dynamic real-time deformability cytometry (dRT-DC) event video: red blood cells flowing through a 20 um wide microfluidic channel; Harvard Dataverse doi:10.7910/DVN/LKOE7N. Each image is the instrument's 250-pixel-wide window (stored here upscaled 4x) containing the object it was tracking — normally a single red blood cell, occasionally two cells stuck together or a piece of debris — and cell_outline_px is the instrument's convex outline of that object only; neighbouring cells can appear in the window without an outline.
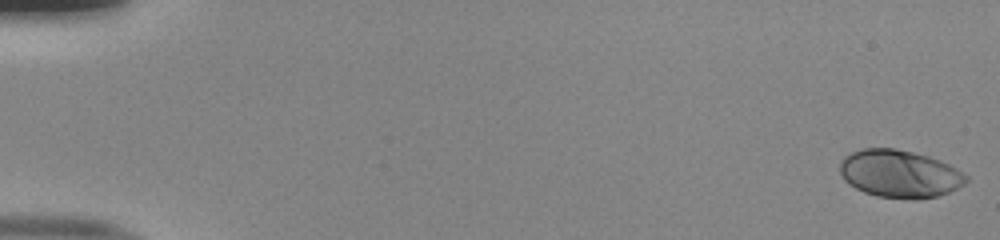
{"species": "human", "species_latin": "Homo sapiens", "temperature_condition": "room temperature", "stored_images_in_passage": 52, "camera_frame_rate_fps": 3000, "um_per_image_px": 0.085, "donor": {"sex": "male"}, "frame": {"image": 1, "passage_image": 1, "time_ms": 0.0, "image_size_px": [1000, 240], "cell_outline_px": [[968, 180], [964, 184], [948, 192], [936, 196], [876, 196], [864, 192], [848, 184], [844, 180], [840, 172], [840, 160], [844, 156], [852, 152], [864, 148], [896, 148], [928, 156], [940, 160], [956, 168], [968, 176]], "centroid_in_image_um": [76.43, 14.72], "position_along_channel_um": 8.6, "area_um2": 34.28}}
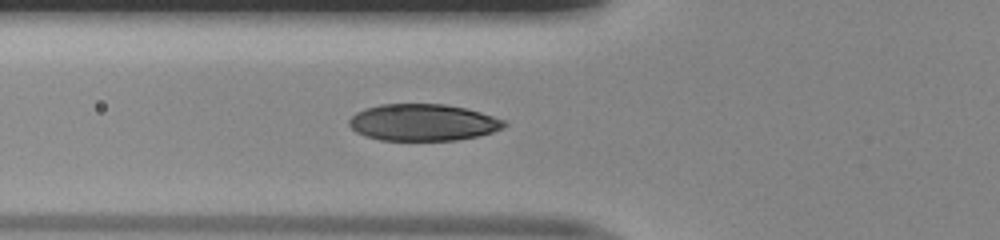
{"frame": {"image": 2, "passage_image": 20, "time_ms": 6.333, "image_size_px": [1000, 240], "cell_outline_px": [[508, 124], [504, 128], [492, 132], [476, 136], [456, 140], [380, 140], [356, 132], [348, 124], [348, 120], [356, 112], [364, 108], [380, 104], [444, 104], [468, 108], [504, 120]], "centroid_in_image_um": [35.95, 10.4], "position_along_channel_um": 89.9, "area_um2": 33.23}}
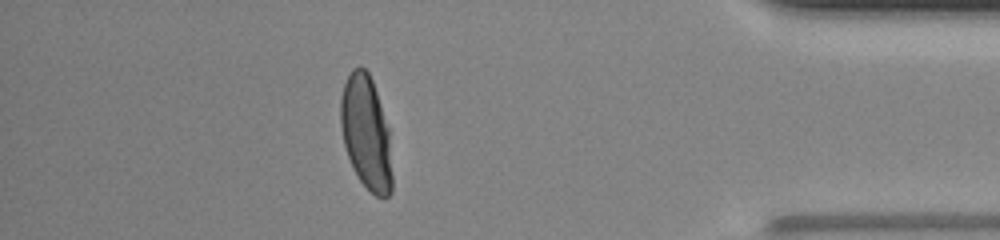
{"frame": {"image": 3, "passage_image": 46, "time_ms": 15.0, "image_size_px": [1000, 240], "cell_outline_px": [[392, 192], [388, 196], [376, 196], [360, 180], [348, 156], [344, 144], [340, 124], [340, 100], [344, 84], [352, 68], [360, 64], [368, 72], [372, 80], [388, 128], [392, 176]], "centroid_in_image_um": [31.11, 11.24], "position_along_channel_um": 404.1, "area_um2": 33.7}, "authors_computed_cell_mechanics": {"area_um2": 34.2465, "velocity_mm_per_s": 4.0256, "shape_relaxation_time_tau1_ms": 3.3762, "shape_relaxation_time_tau2_ms": null, "deformation_change_tau1": 0.1871, "deformation_change_tau2": null}}